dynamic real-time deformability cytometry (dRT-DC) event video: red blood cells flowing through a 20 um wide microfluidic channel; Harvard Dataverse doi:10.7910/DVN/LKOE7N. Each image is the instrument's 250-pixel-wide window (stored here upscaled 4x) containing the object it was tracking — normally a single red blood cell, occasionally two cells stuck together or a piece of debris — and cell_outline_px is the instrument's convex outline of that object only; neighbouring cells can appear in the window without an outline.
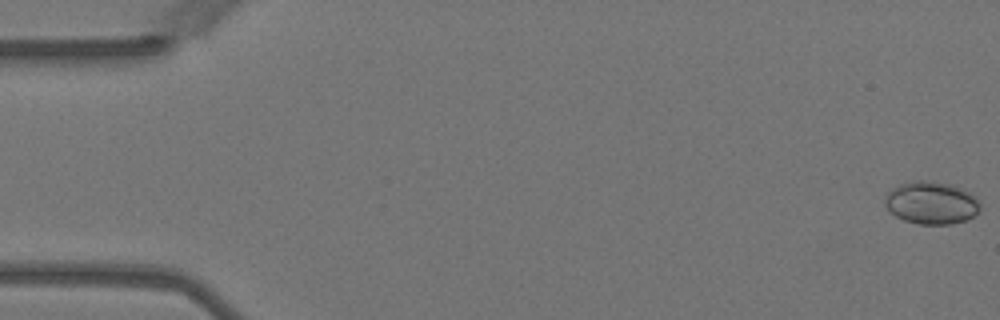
{"species": "Egyptian fruit bat (a non-hibernating species)", "species_latin": "Rousettus aegyptiacus", "temperature_condition": "warm", "stored_images_in_passage": 34, "camera_frame_rate_fps": 3000, "um_per_image_px": 0.085, "animal": {"sex": "female"}, "frame": {"image": 1, "passage_image": 1, "time_ms": 0.0, "image_size_px": [1000, 320], "cell_outline_px": [[980, 208], [972, 216], [964, 220], [952, 224], [920, 224], [904, 220], [896, 216], [884, 204], [884, 200], [888, 192], [892, 188], [900, 184], [912, 180], [924, 180], [952, 184], [968, 192], [980, 204]], "centroid_in_image_um": [79.12, 17.23], "position_along_channel_um": 5.9, "area_um2": 23.35}}
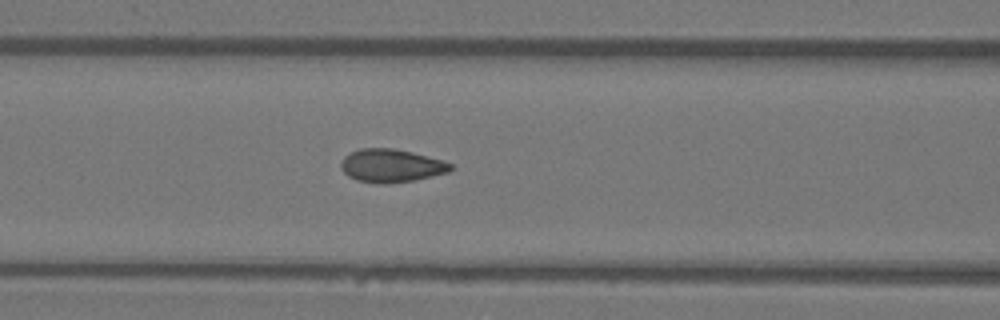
{"frame": {"image": 2, "passage_image": 24, "time_ms": 7.667, "image_size_px": [1000, 320], "cell_outline_px": [[456, 168], [448, 172], [432, 176], [412, 180], [388, 184], [380, 184], [356, 180], [348, 176], [340, 168], [340, 164], [344, 156], [360, 148], [392, 148], [412, 152], [444, 160], [452, 164]], "centroid_in_image_um": [33.27, 14.08], "position_along_channel_um": 133.3, "area_um2": 21.33}}
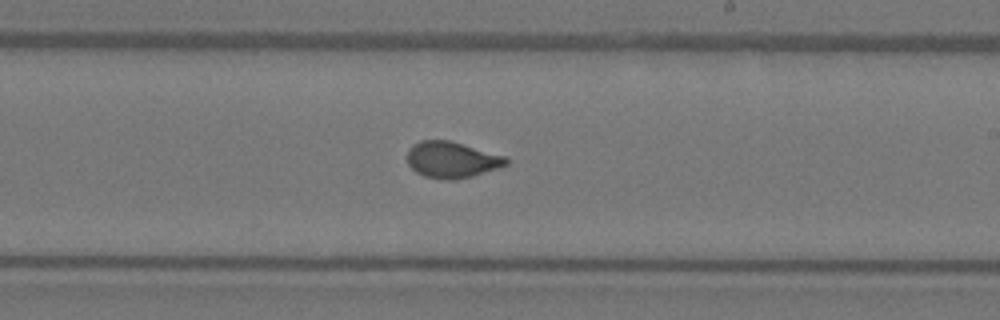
{"frame": {"image": 3, "passage_image": 34, "time_ms": 11.0, "image_size_px": [1000, 320], "cell_outline_px": [[508, 164], [472, 176], [452, 180], [444, 180], [424, 176], [416, 172], [408, 164], [408, 148], [412, 144], [420, 140], [448, 140], [504, 156], [508, 160]], "centroid_in_image_um": [38.35, 13.58], "position_along_channel_um": 250.7, "area_um2": 20.63}}